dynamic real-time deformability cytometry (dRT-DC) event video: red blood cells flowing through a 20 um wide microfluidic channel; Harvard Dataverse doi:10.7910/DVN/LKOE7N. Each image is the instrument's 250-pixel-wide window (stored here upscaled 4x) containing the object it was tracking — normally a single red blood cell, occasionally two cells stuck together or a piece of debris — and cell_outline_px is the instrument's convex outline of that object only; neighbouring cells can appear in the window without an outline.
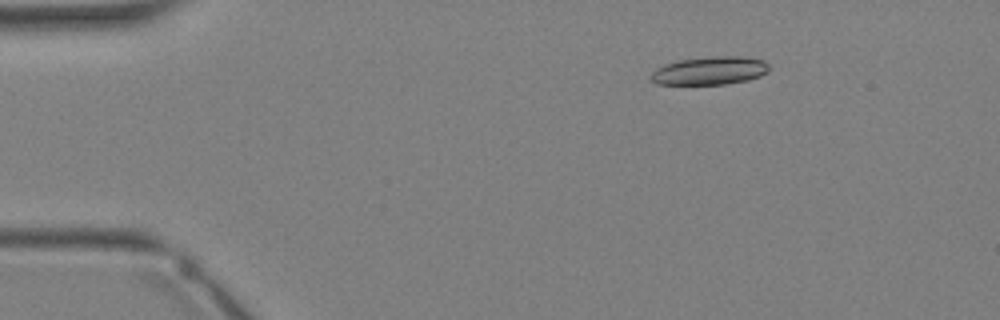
{"species": "Egyptian fruit bat (a non-hibernating species)", "species_latin": "Rousettus aegyptiacus", "temperature_condition": "warm", "stored_images_in_passage": 10, "camera_frame_rate_fps": 3000, "um_per_image_px": 0.085, "animal": {"sex": "female"}, "frame": {"image": 1, "passage_image": 5, "time_ms": 1.333, "image_size_px": [1000, 320], "cell_outline_px": [[768, 72], [760, 76], [748, 80], [728, 84], [656, 84], [652, 80], [652, 72], [656, 68], [664, 64], [680, 60], [716, 56], [744, 56], [764, 60], [768, 64]], "centroid_in_image_um": [60.37, 6.0], "position_along_channel_um": 24.6, "area_um2": 19.36}}